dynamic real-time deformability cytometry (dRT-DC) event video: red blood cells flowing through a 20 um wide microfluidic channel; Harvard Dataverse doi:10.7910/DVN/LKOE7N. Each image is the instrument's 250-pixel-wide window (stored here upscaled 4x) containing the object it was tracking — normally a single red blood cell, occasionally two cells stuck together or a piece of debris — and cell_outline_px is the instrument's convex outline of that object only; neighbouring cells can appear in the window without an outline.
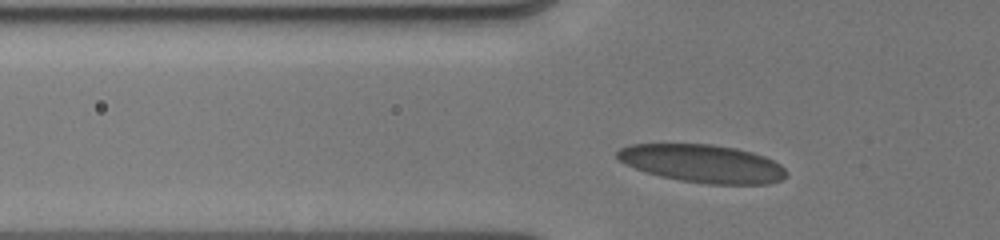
{"species": "human", "species_latin": "Homo sapiens", "temperature_condition": "cold", "stored_images_in_passage": 33, "camera_frame_rate_fps": 3000, "um_per_image_px": 0.085, "donor": {"sex": "male"}, "frame": {"image": 1, "passage_image": 7, "time_ms": 2.0, "image_size_px": [1000, 240], "cell_outline_px": [[788, 172], [780, 180], [768, 184], [708, 184], [680, 180], [660, 176], [644, 172], [624, 164], [616, 156], [616, 152], [620, 148], [632, 144], [712, 144], [736, 148], [752, 152], [764, 156], [780, 164]], "centroid_in_image_um": [59.69, 13.9], "position_along_channel_um": 66.1, "area_um2": 37.45}}
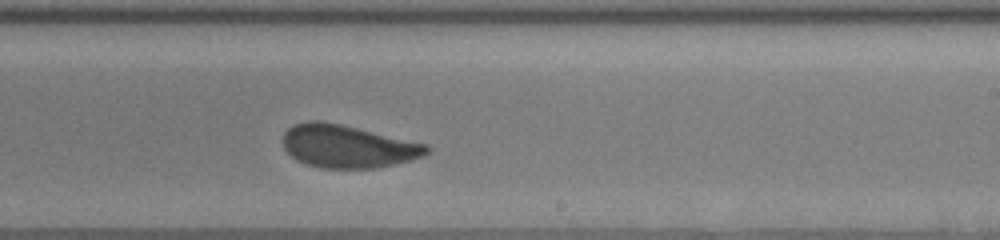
{"frame": {"image": 2, "passage_image": 22, "time_ms": 7.0, "image_size_px": [1000, 240], "cell_outline_px": [[432, 148], [424, 156], [412, 160], [376, 168], [320, 168], [296, 160], [284, 148], [284, 132], [292, 124], [308, 120], [320, 120], [340, 124], [428, 144]], "centroid_in_image_um": [29.57, 12.43], "position_along_channel_um": 259.4, "area_um2": 35.95}}
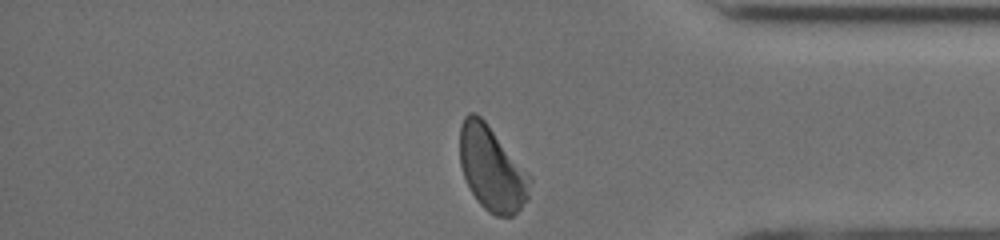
{"frame": {"image": 3, "passage_image": 33, "time_ms": 10.667, "image_size_px": [1000, 240], "cell_outline_px": [[532, 180], [528, 200], [512, 216], [496, 216], [488, 212], [476, 200], [464, 176], [460, 164], [460, 124], [464, 116], [468, 112], [476, 112], [484, 120], [532, 176]], "centroid_in_image_um": [41.82, 14.33], "position_along_channel_um": 393.4, "area_um2": 34.68}, "authors_computed_cell_mechanics": {"area_um2": 36.125, "velocity_mm_per_s": 3.9861, "shape_relaxation_time_tau1_ms": 4.7, "shape_relaxation_time_tau2_ms": null, "deformation_change_tau1": 0.1237, "deformation_change_tau2": null}}